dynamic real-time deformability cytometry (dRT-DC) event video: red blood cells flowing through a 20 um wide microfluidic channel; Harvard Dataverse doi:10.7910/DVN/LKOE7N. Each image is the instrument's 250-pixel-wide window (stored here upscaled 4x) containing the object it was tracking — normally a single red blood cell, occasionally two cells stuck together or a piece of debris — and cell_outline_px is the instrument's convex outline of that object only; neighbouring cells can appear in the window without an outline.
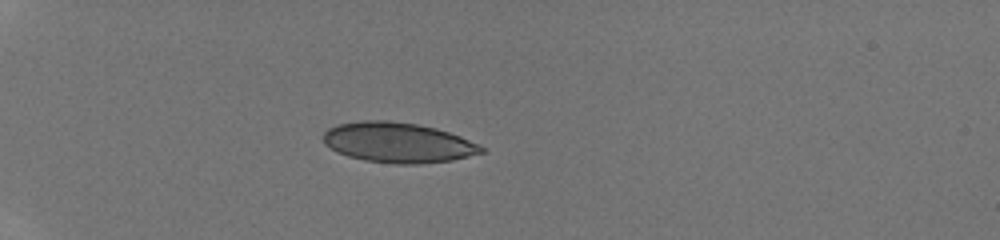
{"species": "human", "species_latin": "Homo sapiens", "temperature_condition": "room temperature", "stored_images_in_passage": 31, "camera_frame_rate_fps": 3000, "um_per_image_px": 0.085, "donor": {"sex": "male"}, "frame": {"image": 1, "passage_image": 1, "time_ms": 0.0, "image_size_px": [1000, 240], "cell_outline_px": [[484, 152], [452, 160], [420, 164], [396, 164], [364, 160], [348, 156], [336, 152], [324, 144], [324, 132], [328, 128], [340, 124], [360, 120], [388, 120], [416, 124], [436, 128], [460, 136], [480, 144], [484, 148]], "centroid_in_image_um": [33.82, 12.12], "position_along_channel_um": 51.2, "area_um2": 37.05}}
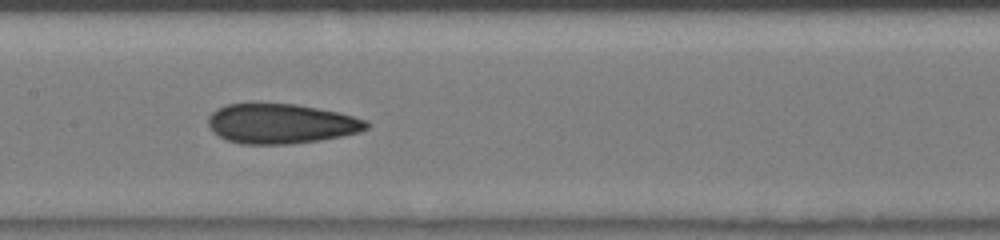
{"frame": {"image": 2, "passage_image": 12, "time_ms": 3.667, "image_size_px": [1000, 240], "cell_outline_px": [[372, 124], [368, 128], [360, 132], [320, 140], [288, 144], [240, 144], [224, 140], [212, 132], [208, 124], [208, 116], [216, 108], [228, 104], [296, 104], [336, 112], [368, 120]], "centroid_in_image_um": [23.86, 10.52], "position_along_channel_um": 183.5, "area_um2": 36.82}}
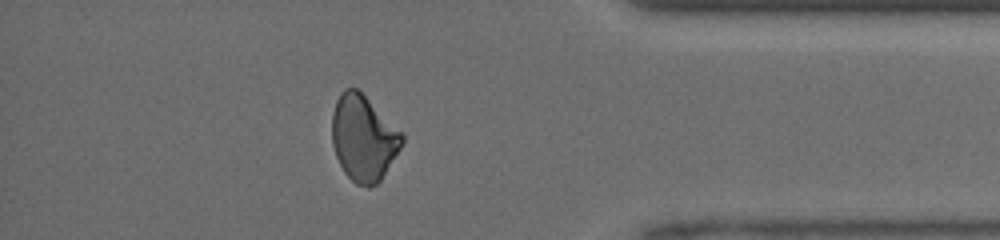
{"frame": {"image": 3, "passage_image": 27, "time_ms": 8.667, "image_size_px": [1000, 240], "cell_outline_px": [[404, 140], [400, 148], [380, 180], [376, 184], [368, 188], [356, 184], [344, 172], [336, 156], [332, 144], [332, 112], [336, 100], [340, 92], [344, 88], [356, 88], [404, 132]], "centroid_in_image_um": [30.89, 11.72], "position_along_channel_um": 404.3, "area_um2": 35.03}}